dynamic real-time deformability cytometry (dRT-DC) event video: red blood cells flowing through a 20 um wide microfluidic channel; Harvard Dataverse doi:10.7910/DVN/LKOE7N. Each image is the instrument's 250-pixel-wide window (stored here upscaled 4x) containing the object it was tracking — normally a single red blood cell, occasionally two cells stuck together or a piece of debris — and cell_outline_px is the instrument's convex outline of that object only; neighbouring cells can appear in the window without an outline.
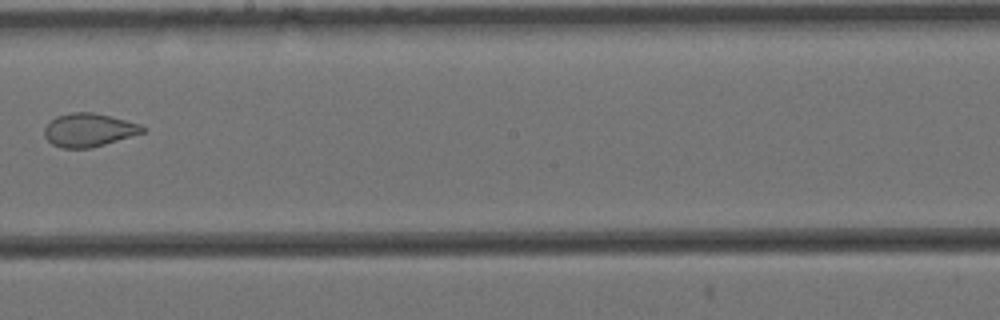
{"species": "Egyptian fruit bat (a non-hibernating species)", "species_latin": "Rousettus aegyptiacus", "temperature_condition": "cold", "stored_images_in_passage": 14, "camera_frame_rate_fps": 3000, "um_per_image_px": 0.085, "animal": {"sex": "female"}, "frame": {"image": 1, "passage_image": 8, "time_ms": 2.333, "image_size_px": [1000, 320], "cell_outline_px": [[148, 128], [144, 132], [92, 148], [64, 148], [52, 144], [44, 136], [44, 128], [56, 116], [72, 112], [92, 112], [112, 116], [140, 124]], "centroid_in_image_um": [7.56, 11.04], "position_along_channel_um": 240.6, "area_um2": 19.07}}